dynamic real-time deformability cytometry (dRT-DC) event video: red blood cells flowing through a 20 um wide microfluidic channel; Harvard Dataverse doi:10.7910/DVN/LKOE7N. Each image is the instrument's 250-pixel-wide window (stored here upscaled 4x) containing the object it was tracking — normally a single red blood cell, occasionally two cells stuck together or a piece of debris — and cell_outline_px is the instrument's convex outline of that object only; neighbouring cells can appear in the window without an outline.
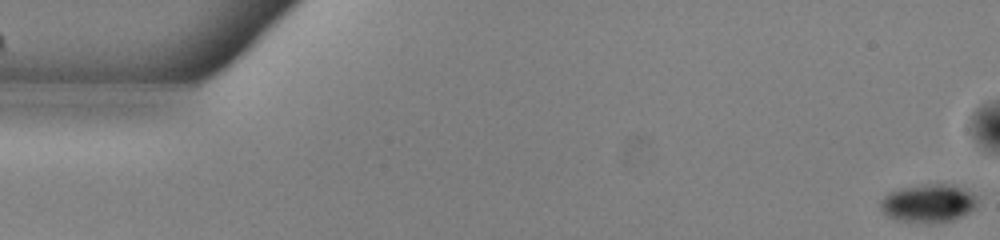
{"species": "common noctule bat (a hibernating species)", "species_latin": "Nyctalus noctula", "temperature_condition": "warm", "stored_images_in_passage": 54, "camera_frame_rate_fps": 3000, "um_per_image_px": 0.085, "animal": {"sex": "male", "body_mass_g": 13.0, "forearm_length_mm": 53.1}, "frame": {"image": 1, "passage_image": 1, "time_ms": 0.0, "image_size_px": [1000, 240], "cell_outline_px": [[980, 200], [976, 208], [964, 216], [952, 220], [932, 224], [928, 224], [896, 220], [888, 216], [880, 208], [880, 200], [888, 192], [900, 188], [920, 184], [948, 184], [964, 188], [972, 192]], "centroid_in_image_um": [78.95, 17.28], "position_along_channel_um": 6.1, "area_um2": 22.2}}
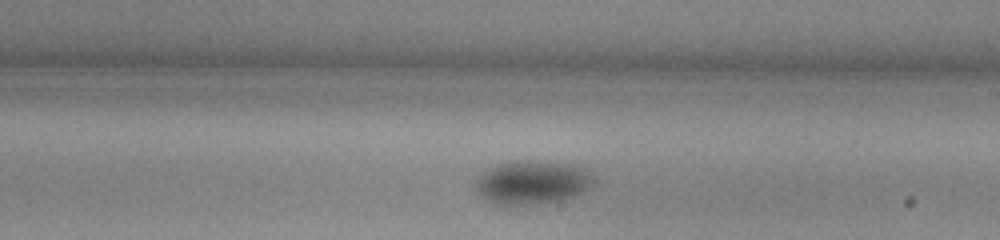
{"frame": {"image": 2, "passage_image": 31, "time_ms": 10.0, "image_size_px": [1000, 240], "cell_outline_px": [[596, 184], [584, 192], [576, 196], [560, 200], [532, 204], [496, 204], [480, 196], [476, 184], [476, 180], [484, 172], [496, 164], [516, 160], [528, 160], [572, 164], [584, 168], [596, 180]], "centroid_in_image_um": [45.3, 15.49], "position_along_channel_um": 243.7, "area_um2": 29.94}}
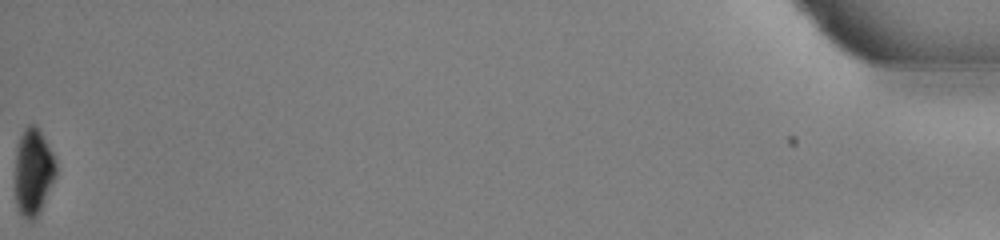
{"frame": {"image": 3, "passage_image": 54, "time_ms": 17.667, "image_size_px": [1000, 240], "cell_outline_px": [[56, 176], [36, 216], [32, 220], [28, 220], [20, 212], [16, 204], [16, 152], [20, 136], [24, 128], [28, 124], [36, 124], [52, 152], [56, 160]], "centroid_in_image_um": [2.83, 14.55], "position_along_channel_um": 432.4, "area_um2": 20.23}, "authors_computed_cell_mechanics": {"area_um2": 26.4724, "velocity_mm_per_s": 3.8738, "shape_relaxation_time_tau1_ms": 2.6337, "shape_relaxation_time_tau2_ms": null, "deformation_change_tau1": 0.0862, "deformation_change_tau2": null}}